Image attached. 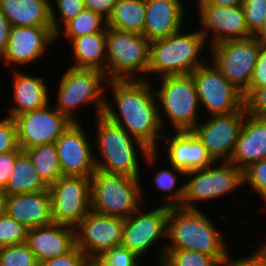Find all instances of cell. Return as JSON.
<instances>
[{
  "instance_id": "9a60e30c",
  "label": "cell",
  "mask_w": 266,
  "mask_h": 266,
  "mask_svg": "<svg viewBox=\"0 0 266 266\" xmlns=\"http://www.w3.org/2000/svg\"><path fill=\"white\" fill-rule=\"evenodd\" d=\"M18 145L22 150L52 144L72 123L51 102L40 109L24 112L15 118Z\"/></svg>"
},
{
  "instance_id": "bcb514c9",
  "label": "cell",
  "mask_w": 266,
  "mask_h": 266,
  "mask_svg": "<svg viewBox=\"0 0 266 266\" xmlns=\"http://www.w3.org/2000/svg\"><path fill=\"white\" fill-rule=\"evenodd\" d=\"M85 9L99 13L104 18H108L114 9L117 0H84Z\"/></svg>"
},
{
  "instance_id": "4316f807",
  "label": "cell",
  "mask_w": 266,
  "mask_h": 266,
  "mask_svg": "<svg viewBox=\"0 0 266 266\" xmlns=\"http://www.w3.org/2000/svg\"><path fill=\"white\" fill-rule=\"evenodd\" d=\"M106 37L107 28L102 32L74 38L69 43L73 56L69 67L97 70L106 77Z\"/></svg>"
},
{
  "instance_id": "ee69618b",
  "label": "cell",
  "mask_w": 266,
  "mask_h": 266,
  "mask_svg": "<svg viewBox=\"0 0 266 266\" xmlns=\"http://www.w3.org/2000/svg\"><path fill=\"white\" fill-rule=\"evenodd\" d=\"M22 151L19 147L15 151L0 154V188H5L12 173L16 157Z\"/></svg>"
},
{
  "instance_id": "3957f363",
  "label": "cell",
  "mask_w": 266,
  "mask_h": 266,
  "mask_svg": "<svg viewBox=\"0 0 266 266\" xmlns=\"http://www.w3.org/2000/svg\"><path fill=\"white\" fill-rule=\"evenodd\" d=\"M201 209L169 208L167 239L170 243L159 250L161 266L165 249L194 250L216 258L223 266L230 256L227 240L215 222ZM223 236V237H222ZM159 257V258H158Z\"/></svg>"
},
{
  "instance_id": "e575fe53",
  "label": "cell",
  "mask_w": 266,
  "mask_h": 266,
  "mask_svg": "<svg viewBox=\"0 0 266 266\" xmlns=\"http://www.w3.org/2000/svg\"><path fill=\"white\" fill-rule=\"evenodd\" d=\"M0 266H38L35 254L26 243L0 248Z\"/></svg>"
},
{
  "instance_id": "52a82bcc",
  "label": "cell",
  "mask_w": 266,
  "mask_h": 266,
  "mask_svg": "<svg viewBox=\"0 0 266 266\" xmlns=\"http://www.w3.org/2000/svg\"><path fill=\"white\" fill-rule=\"evenodd\" d=\"M159 81L161 86L154 91L162 128L166 127L169 120L173 131H191L201 120L198 116L201 109L197 88L192 75L164 76Z\"/></svg>"
},
{
  "instance_id": "8d00e7d4",
  "label": "cell",
  "mask_w": 266,
  "mask_h": 266,
  "mask_svg": "<svg viewBox=\"0 0 266 266\" xmlns=\"http://www.w3.org/2000/svg\"><path fill=\"white\" fill-rule=\"evenodd\" d=\"M95 260L101 266H143V259L123 246L113 247L101 253Z\"/></svg>"
},
{
  "instance_id": "836d02e7",
  "label": "cell",
  "mask_w": 266,
  "mask_h": 266,
  "mask_svg": "<svg viewBox=\"0 0 266 266\" xmlns=\"http://www.w3.org/2000/svg\"><path fill=\"white\" fill-rule=\"evenodd\" d=\"M50 4L51 22L55 34H57L68 21L74 19L85 9L84 0H53V2L51 0Z\"/></svg>"
},
{
  "instance_id": "f6af8a7d",
  "label": "cell",
  "mask_w": 266,
  "mask_h": 266,
  "mask_svg": "<svg viewBox=\"0 0 266 266\" xmlns=\"http://www.w3.org/2000/svg\"><path fill=\"white\" fill-rule=\"evenodd\" d=\"M230 254L229 259L224 266H266V259L255 248L249 255L241 257L240 259H234Z\"/></svg>"
},
{
  "instance_id": "d590c367",
  "label": "cell",
  "mask_w": 266,
  "mask_h": 266,
  "mask_svg": "<svg viewBox=\"0 0 266 266\" xmlns=\"http://www.w3.org/2000/svg\"><path fill=\"white\" fill-rule=\"evenodd\" d=\"M28 229L7 214L0 217V248L26 242Z\"/></svg>"
},
{
  "instance_id": "f907efd6",
  "label": "cell",
  "mask_w": 266,
  "mask_h": 266,
  "mask_svg": "<svg viewBox=\"0 0 266 266\" xmlns=\"http://www.w3.org/2000/svg\"><path fill=\"white\" fill-rule=\"evenodd\" d=\"M254 37L261 43V45H266V17L264 25Z\"/></svg>"
},
{
  "instance_id": "e0dca14e",
  "label": "cell",
  "mask_w": 266,
  "mask_h": 266,
  "mask_svg": "<svg viewBox=\"0 0 266 266\" xmlns=\"http://www.w3.org/2000/svg\"><path fill=\"white\" fill-rule=\"evenodd\" d=\"M124 218L108 216L90 210L75 226L76 246L88 259L121 246Z\"/></svg>"
},
{
  "instance_id": "cb8c5ba5",
  "label": "cell",
  "mask_w": 266,
  "mask_h": 266,
  "mask_svg": "<svg viewBox=\"0 0 266 266\" xmlns=\"http://www.w3.org/2000/svg\"><path fill=\"white\" fill-rule=\"evenodd\" d=\"M13 70L12 98L14 105L7 109L6 116L13 119L24 112L33 111L43 108L50 100V90L47 80L41 76H33V74L22 73V70ZM49 91V92H48Z\"/></svg>"
},
{
  "instance_id": "ffe728a7",
  "label": "cell",
  "mask_w": 266,
  "mask_h": 266,
  "mask_svg": "<svg viewBox=\"0 0 266 266\" xmlns=\"http://www.w3.org/2000/svg\"><path fill=\"white\" fill-rule=\"evenodd\" d=\"M172 136L165 133L161 138L166 150L168 164L188 172L211 166L214 161L208 155L205 146L192 131H172ZM164 141V142H163Z\"/></svg>"
},
{
  "instance_id": "d6a6232c",
  "label": "cell",
  "mask_w": 266,
  "mask_h": 266,
  "mask_svg": "<svg viewBox=\"0 0 266 266\" xmlns=\"http://www.w3.org/2000/svg\"><path fill=\"white\" fill-rule=\"evenodd\" d=\"M161 266H223L216 258L194 250L165 249Z\"/></svg>"
},
{
  "instance_id": "9c48e42d",
  "label": "cell",
  "mask_w": 266,
  "mask_h": 266,
  "mask_svg": "<svg viewBox=\"0 0 266 266\" xmlns=\"http://www.w3.org/2000/svg\"><path fill=\"white\" fill-rule=\"evenodd\" d=\"M182 208L200 209L197 203L229 196L244 187L243 170L230 161L214 162L211 166L186 172ZM228 194V195H227Z\"/></svg>"
},
{
  "instance_id": "74e56055",
  "label": "cell",
  "mask_w": 266,
  "mask_h": 266,
  "mask_svg": "<svg viewBox=\"0 0 266 266\" xmlns=\"http://www.w3.org/2000/svg\"><path fill=\"white\" fill-rule=\"evenodd\" d=\"M242 7L248 31L255 36L265 22L266 0H243Z\"/></svg>"
},
{
  "instance_id": "6da1fadb",
  "label": "cell",
  "mask_w": 266,
  "mask_h": 266,
  "mask_svg": "<svg viewBox=\"0 0 266 266\" xmlns=\"http://www.w3.org/2000/svg\"><path fill=\"white\" fill-rule=\"evenodd\" d=\"M152 81L154 82L151 78L109 80L106 90L111 89L112 102L108 101L110 100L108 96H105L103 115L120 125L151 151L159 152V139L164 133H160L163 128L159 119L158 102Z\"/></svg>"
},
{
  "instance_id": "8fae6325",
  "label": "cell",
  "mask_w": 266,
  "mask_h": 266,
  "mask_svg": "<svg viewBox=\"0 0 266 266\" xmlns=\"http://www.w3.org/2000/svg\"><path fill=\"white\" fill-rule=\"evenodd\" d=\"M209 64L206 62L191 73L200 108H204L209 116L239 111L244 106L242 92L230 83L213 63Z\"/></svg>"
},
{
  "instance_id": "7a4b0ae2",
  "label": "cell",
  "mask_w": 266,
  "mask_h": 266,
  "mask_svg": "<svg viewBox=\"0 0 266 266\" xmlns=\"http://www.w3.org/2000/svg\"><path fill=\"white\" fill-rule=\"evenodd\" d=\"M94 119L96 136H94L95 144L93 142V145L96 146L94 152L96 170L141 179L140 168L142 165L140 164L142 163L139 161L141 155L145 164L148 163L149 166L158 163L157 158H159L160 152L151 151L141 141L103 114ZM96 150L99 151L97 156Z\"/></svg>"
},
{
  "instance_id": "ba28073f",
  "label": "cell",
  "mask_w": 266,
  "mask_h": 266,
  "mask_svg": "<svg viewBox=\"0 0 266 266\" xmlns=\"http://www.w3.org/2000/svg\"><path fill=\"white\" fill-rule=\"evenodd\" d=\"M149 53L144 35L107 28L106 79L147 80Z\"/></svg>"
},
{
  "instance_id": "5b68a950",
  "label": "cell",
  "mask_w": 266,
  "mask_h": 266,
  "mask_svg": "<svg viewBox=\"0 0 266 266\" xmlns=\"http://www.w3.org/2000/svg\"><path fill=\"white\" fill-rule=\"evenodd\" d=\"M58 82L54 107L72 123L81 122L75 113L78 107L81 110L82 106L93 105L95 117L103 114L105 96L108 95L105 84L108 80L103 72L68 66Z\"/></svg>"
},
{
  "instance_id": "8992f818",
  "label": "cell",
  "mask_w": 266,
  "mask_h": 266,
  "mask_svg": "<svg viewBox=\"0 0 266 266\" xmlns=\"http://www.w3.org/2000/svg\"><path fill=\"white\" fill-rule=\"evenodd\" d=\"M90 178L91 210L96 213L128 218L147 201L141 179L100 170Z\"/></svg>"
},
{
  "instance_id": "5bb4252c",
  "label": "cell",
  "mask_w": 266,
  "mask_h": 266,
  "mask_svg": "<svg viewBox=\"0 0 266 266\" xmlns=\"http://www.w3.org/2000/svg\"><path fill=\"white\" fill-rule=\"evenodd\" d=\"M144 206L146 205L143 204L128 218H124L121 243V246L136 253L140 258H143L162 237L168 240L169 207L161 205L148 211Z\"/></svg>"
},
{
  "instance_id": "d4e9b609",
  "label": "cell",
  "mask_w": 266,
  "mask_h": 266,
  "mask_svg": "<svg viewBox=\"0 0 266 266\" xmlns=\"http://www.w3.org/2000/svg\"><path fill=\"white\" fill-rule=\"evenodd\" d=\"M266 159V118L246 114L230 162L244 170Z\"/></svg>"
},
{
  "instance_id": "7dc6e473",
  "label": "cell",
  "mask_w": 266,
  "mask_h": 266,
  "mask_svg": "<svg viewBox=\"0 0 266 266\" xmlns=\"http://www.w3.org/2000/svg\"><path fill=\"white\" fill-rule=\"evenodd\" d=\"M12 25L0 9V57L8 46L9 35Z\"/></svg>"
},
{
  "instance_id": "4fadbf2b",
  "label": "cell",
  "mask_w": 266,
  "mask_h": 266,
  "mask_svg": "<svg viewBox=\"0 0 266 266\" xmlns=\"http://www.w3.org/2000/svg\"><path fill=\"white\" fill-rule=\"evenodd\" d=\"M246 114L244 105L235 113L211 115L208 121L202 118L191 130L214 162L230 161Z\"/></svg>"
},
{
  "instance_id": "7402d4cb",
  "label": "cell",
  "mask_w": 266,
  "mask_h": 266,
  "mask_svg": "<svg viewBox=\"0 0 266 266\" xmlns=\"http://www.w3.org/2000/svg\"><path fill=\"white\" fill-rule=\"evenodd\" d=\"M38 262L64 255L76 246L75 227L51 223L30 228L25 242Z\"/></svg>"
},
{
  "instance_id": "ac0fdd59",
  "label": "cell",
  "mask_w": 266,
  "mask_h": 266,
  "mask_svg": "<svg viewBox=\"0 0 266 266\" xmlns=\"http://www.w3.org/2000/svg\"><path fill=\"white\" fill-rule=\"evenodd\" d=\"M54 42L56 35L52 27L12 26L8 46L0 60L8 69L12 66L13 70L18 66L26 67L45 57L49 46Z\"/></svg>"
},
{
  "instance_id": "816d5d0a",
  "label": "cell",
  "mask_w": 266,
  "mask_h": 266,
  "mask_svg": "<svg viewBox=\"0 0 266 266\" xmlns=\"http://www.w3.org/2000/svg\"><path fill=\"white\" fill-rule=\"evenodd\" d=\"M256 249L261 253V255L266 259V241L262 242V245L256 247Z\"/></svg>"
},
{
  "instance_id": "60d3db41",
  "label": "cell",
  "mask_w": 266,
  "mask_h": 266,
  "mask_svg": "<svg viewBox=\"0 0 266 266\" xmlns=\"http://www.w3.org/2000/svg\"><path fill=\"white\" fill-rule=\"evenodd\" d=\"M266 85V45H261L257 64L249 83V87L242 93L244 100L257 88Z\"/></svg>"
},
{
  "instance_id": "ab89813d",
  "label": "cell",
  "mask_w": 266,
  "mask_h": 266,
  "mask_svg": "<svg viewBox=\"0 0 266 266\" xmlns=\"http://www.w3.org/2000/svg\"><path fill=\"white\" fill-rule=\"evenodd\" d=\"M2 117L0 118V154L19 148L15 120L9 116Z\"/></svg>"
},
{
  "instance_id": "44dd1931",
  "label": "cell",
  "mask_w": 266,
  "mask_h": 266,
  "mask_svg": "<svg viewBox=\"0 0 266 266\" xmlns=\"http://www.w3.org/2000/svg\"><path fill=\"white\" fill-rule=\"evenodd\" d=\"M184 0H145L146 22L143 35L150 42L183 29L189 8ZM184 23V24H183Z\"/></svg>"
},
{
  "instance_id": "f5cc1de1",
  "label": "cell",
  "mask_w": 266,
  "mask_h": 266,
  "mask_svg": "<svg viewBox=\"0 0 266 266\" xmlns=\"http://www.w3.org/2000/svg\"><path fill=\"white\" fill-rule=\"evenodd\" d=\"M83 266H101L95 259H88Z\"/></svg>"
},
{
  "instance_id": "c3c4849f",
  "label": "cell",
  "mask_w": 266,
  "mask_h": 266,
  "mask_svg": "<svg viewBox=\"0 0 266 266\" xmlns=\"http://www.w3.org/2000/svg\"><path fill=\"white\" fill-rule=\"evenodd\" d=\"M196 4H214L217 6H237L242 5L243 0H194Z\"/></svg>"
},
{
  "instance_id": "681fc988",
  "label": "cell",
  "mask_w": 266,
  "mask_h": 266,
  "mask_svg": "<svg viewBox=\"0 0 266 266\" xmlns=\"http://www.w3.org/2000/svg\"><path fill=\"white\" fill-rule=\"evenodd\" d=\"M7 194L3 188H0V217L6 214Z\"/></svg>"
},
{
  "instance_id": "d6986e66",
  "label": "cell",
  "mask_w": 266,
  "mask_h": 266,
  "mask_svg": "<svg viewBox=\"0 0 266 266\" xmlns=\"http://www.w3.org/2000/svg\"><path fill=\"white\" fill-rule=\"evenodd\" d=\"M82 122L71 123L55 142L63 175L90 178L96 171L94 148Z\"/></svg>"
},
{
  "instance_id": "484cf974",
  "label": "cell",
  "mask_w": 266,
  "mask_h": 266,
  "mask_svg": "<svg viewBox=\"0 0 266 266\" xmlns=\"http://www.w3.org/2000/svg\"><path fill=\"white\" fill-rule=\"evenodd\" d=\"M51 0H0V9L12 26L52 27Z\"/></svg>"
},
{
  "instance_id": "4dcf8cb0",
  "label": "cell",
  "mask_w": 266,
  "mask_h": 266,
  "mask_svg": "<svg viewBox=\"0 0 266 266\" xmlns=\"http://www.w3.org/2000/svg\"><path fill=\"white\" fill-rule=\"evenodd\" d=\"M62 28L55 34L56 39L62 35L70 43L74 38L104 31L107 28V19L99 13L84 9Z\"/></svg>"
},
{
  "instance_id": "f1b7e54d",
  "label": "cell",
  "mask_w": 266,
  "mask_h": 266,
  "mask_svg": "<svg viewBox=\"0 0 266 266\" xmlns=\"http://www.w3.org/2000/svg\"><path fill=\"white\" fill-rule=\"evenodd\" d=\"M47 189L48 186L39 177L30 156L22 150L16 157L12 173L4 188L7 196Z\"/></svg>"
},
{
  "instance_id": "1f68e13d",
  "label": "cell",
  "mask_w": 266,
  "mask_h": 266,
  "mask_svg": "<svg viewBox=\"0 0 266 266\" xmlns=\"http://www.w3.org/2000/svg\"><path fill=\"white\" fill-rule=\"evenodd\" d=\"M169 165L170 167L168 169ZM166 168L164 166V168H162L161 170L158 169L157 171H155L156 173L153 177L154 186L155 188H157V190L167 193V195H164L166 196V203H163L162 205L169 208L181 207L185 194V183H183L179 187H177V183L179 182L178 179H180L178 177H186V172L181 170L180 168L174 167L171 164H167ZM177 174H179L180 176H178Z\"/></svg>"
},
{
  "instance_id": "f546056e",
  "label": "cell",
  "mask_w": 266,
  "mask_h": 266,
  "mask_svg": "<svg viewBox=\"0 0 266 266\" xmlns=\"http://www.w3.org/2000/svg\"><path fill=\"white\" fill-rule=\"evenodd\" d=\"M24 151L30 156L39 177L47 186L55 183L63 175L55 143L36 146Z\"/></svg>"
},
{
  "instance_id": "7c38bea8",
  "label": "cell",
  "mask_w": 266,
  "mask_h": 266,
  "mask_svg": "<svg viewBox=\"0 0 266 266\" xmlns=\"http://www.w3.org/2000/svg\"><path fill=\"white\" fill-rule=\"evenodd\" d=\"M48 190L53 223L75 227L91 210V178L62 175Z\"/></svg>"
},
{
  "instance_id": "2e32d148",
  "label": "cell",
  "mask_w": 266,
  "mask_h": 266,
  "mask_svg": "<svg viewBox=\"0 0 266 266\" xmlns=\"http://www.w3.org/2000/svg\"><path fill=\"white\" fill-rule=\"evenodd\" d=\"M196 11L200 29L207 47L229 40L252 37L249 33L242 5L217 6L214 4H197Z\"/></svg>"
},
{
  "instance_id": "83f0119b",
  "label": "cell",
  "mask_w": 266,
  "mask_h": 266,
  "mask_svg": "<svg viewBox=\"0 0 266 266\" xmlns=\"http://www.w3.org/2000/svg\"><path fill=\"white\" fill-rule=\"evenodd\" d=\"M145 22V0H117L107 18V28L143 35Z\"/></svg>"
},
{
  "instance_id": "277c9868",
  "label": "cell",
  "mask_w": 266,
  "mask_h": 266,
  "mask_svg": "<svg viewBox=\"0 0 266 266\" xmlns=\"http://www.w3.org/2000/svg\"><path fill=\"white\" fill-rule=\"evenodd\" d=\"M184 31L150 42L147 74H155L158 80L164 76L188 75L206 63L203 55L200 56L207 44L201 32Z\"/></svg>"
},
{
  "instance_id": "b9f144b4",
  "label": "cell",
  "mask_w": 266,
  "mask_h": 266,
  "mask_svg": "<svg viewBox=\"0 0 266 266\" xmlns=\"http://www.w3.org/2000/svg\"><path fill=\"white\" fill-rule=\"evenodd\" d=\"M244 105L251 116L266 118V85L255 89L244 100Z\"/></svg>"
},
{
  "instance_id": "30bf717a",
  "label": "cell",
  "mask_w": 266,
  "mask_h": 266,
  "mask_svg": "<svg viewBox=\"0 0 266 266\" xmlns=\"http://www.w3.org/2000/svg\"><path fill=\"white\" fill-rule=\"evenodd\" d=\"M261 43L254 37L229 40L208 47L209 59L221 74L242 93L249 87Z\"/></svg>"
},
{
  "instance_id": "603a6c76",
  "label": "cell",
  "mask_w": 266,
  "mask_h": 266,
  "mask_svg": "<svg viewBox=\"0 0 266 266\" xmlns=\"http://www.w3.org/2000/svg\"><path fill=\"white\" fill-rule=\"evenodd\" d=\"M6 214L27 229L53 223L49 190L7 196Z\"/></svg>"
},
{
  "instance_id": "7bdbcfd3",
  "label": "cell",
  "mask_w": 266,
  "mask_h": 266,
  "mask_svg": "<svg viewBox=\"0 0 266 266\" xmlns=\"http://www.w3.org/2000/svg\"><path fill=\"white\" fill-rule=\"evenodd\" d=\"M87 260L85 254L75 246L64 255L38 262V266H83Z\"/></svg>"
},
{
  "instance_id": "f35d334b",
  "label": "cell",
  "mask_w": 266,
  "mask_h": 266,
  "mask_svg": "<svg viewBox=\"0 0 266 266\" xmlns=\"http://www.w3.org/2000/svg\"><path fill=\"white\" fill-rule=\"evenodd\" d=\"M246 183L266 202V159L250 164L243 170Z\"/></svg>"
}]
</instances>
